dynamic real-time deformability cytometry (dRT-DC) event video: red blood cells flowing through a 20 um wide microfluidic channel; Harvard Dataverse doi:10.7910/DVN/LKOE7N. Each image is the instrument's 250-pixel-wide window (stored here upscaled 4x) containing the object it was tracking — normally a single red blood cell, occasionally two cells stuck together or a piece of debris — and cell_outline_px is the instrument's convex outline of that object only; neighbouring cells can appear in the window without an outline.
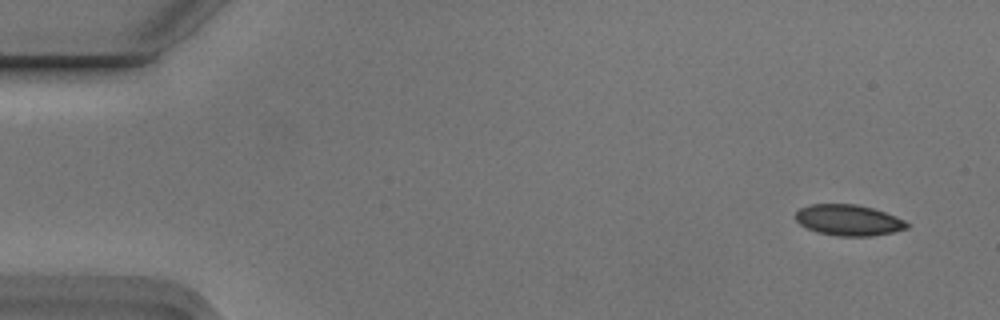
{"species": "Egyptian fruit bat (a non-hibernating species)", "species_latin": "Rousettus aegyptiacus", "temperature_condition": "cold", "stored_images_in_passage": 5, "camera_frame_rate_fps": 3000, "um_per_image_px": 0.085, "animal": {"sex": "male"}, "frame": {"image": 1, "passage_image": 1, "time_ms": 0.0, "image_size_px": [1000, 320], "cell_outline_px": [[908, 228], [892, 232], [868, 236], [840, 236], [816, 232], [800, 224], [796, 220], [796, 212], [800, 208], [808, 204], [856, 204], [872, 208], [896, 216], [904, 220], [908, 224]], "centroid_in_image_um": [72.1, 18.7], "position_along_channel_um": 12.9, "area_um2": 19.94}}
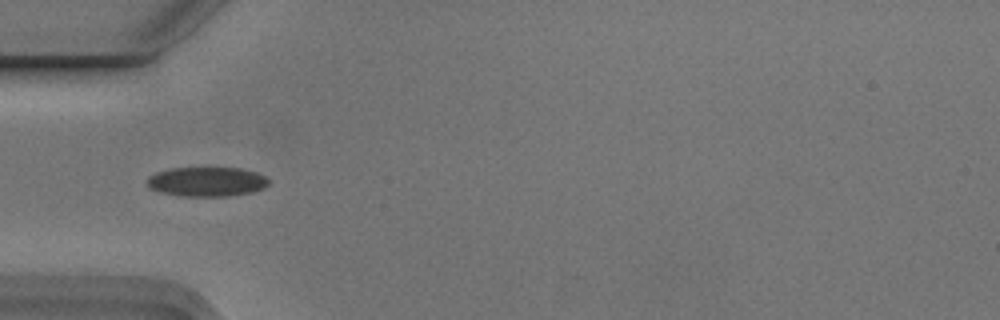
{"frame": {"image": 2, "passage_image": 5, "time_ms": 1.333, "image_size_px": [1000, 320], "cell_outline_px": [[268, 184], [264, 188], [252, 192], [228, 196], [180, 196], [160, 192], [148, 188], [148, 176], [156, 172], [172, 168], [240, 168], [256, 172], [264, 176], [268, 180]], "centroid_in_image_um": [17.56, 15.45], "position_along_channel_um": 67.4, "area_um2": 20.87}}